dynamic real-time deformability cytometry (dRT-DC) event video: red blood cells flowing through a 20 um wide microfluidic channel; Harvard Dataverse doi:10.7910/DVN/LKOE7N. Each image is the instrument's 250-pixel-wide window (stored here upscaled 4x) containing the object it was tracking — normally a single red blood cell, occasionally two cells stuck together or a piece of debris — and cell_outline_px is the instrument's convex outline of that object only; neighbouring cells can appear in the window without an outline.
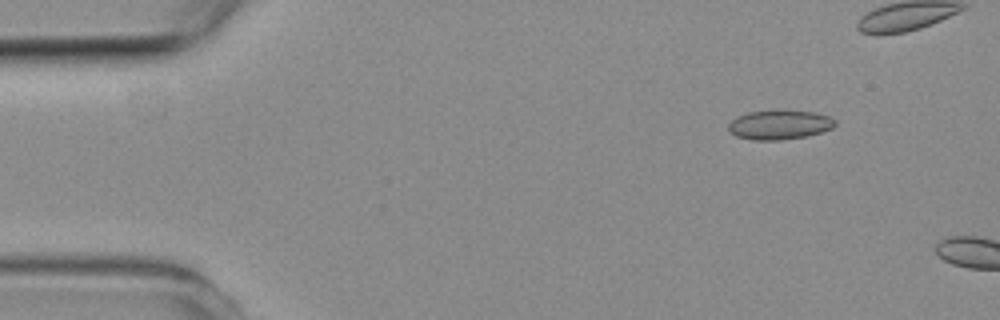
{"species": "common noctule bat (a hibernating species)", "species_latin": "Nyctalus noctula", "temperature_condition": "room temperature", "stored_images_in_passage": 2, "camera_frame_rate_fps": 3000, "um_per_image_px": 0.085, "animal": {"sex": "female", "body_mass_g": 19.3, "forearm_length_mm": 54.1}, "frame": {"image": 1, "passage_image": 1, "time_ms": 0.0, "image_size_px": [1000, 320], "cell_outline_px": [[836, 124], [832, 128], [808, 136], [780, 140], [752, 140], [736, 136], [728, 132], [728, 124], [736, 116], [748, 112], [816, 112], [832, 116], [836, 120]], "centroid_in_image_um": [66.26, 10.63], "position_along_channel_um": 18.7, "area_um2": 18.03}}